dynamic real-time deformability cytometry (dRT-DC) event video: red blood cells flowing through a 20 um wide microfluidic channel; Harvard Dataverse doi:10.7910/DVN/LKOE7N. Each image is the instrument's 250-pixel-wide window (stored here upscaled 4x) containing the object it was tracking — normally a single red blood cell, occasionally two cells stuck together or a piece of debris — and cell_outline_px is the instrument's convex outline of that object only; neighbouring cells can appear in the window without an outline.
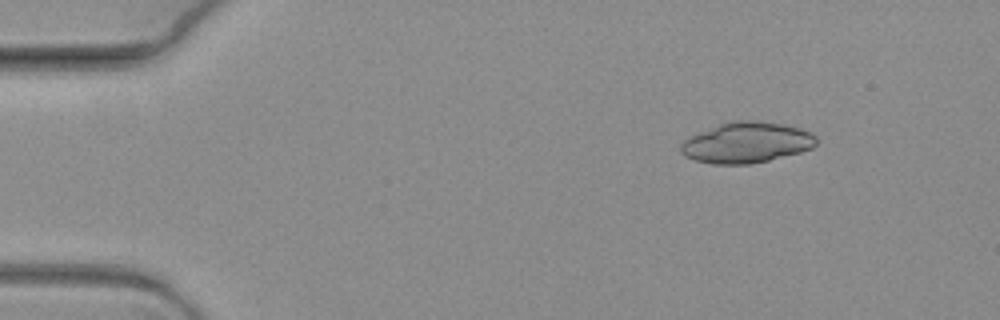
{"species": "common noctule bat (a hibernating species)", "species_latin": "Nyctalus noctula", "temperature_condition": "warm", "stored_images_in_passage": 16, "camera_frame_rate_fps": 3000, "um_per_image_px": 0.085, "animal": {"sex": "female", "body_mass_g": 19.3, "forearm_length_mm": 54.1}, "frame": {"image": 1, "passage_image": 1, "time_ms": 0.0, "image_size_px": [1000, 320], "cell_outline_px": [[816, 144], [812, 148], [800, 152], [768, 160], [748, 164], [712, 164], [696, 160], [684, 156], [680, 152], [680, 144], [688, 136], [720, 124], [732, 120], [756, 120], [784, 124], [800, 128], [812, 132], [816, 136]], "centroid_in_image_um": [63.44, 12.11], "position_along_channel_um": 21.6, "area_um2": 32.31}}
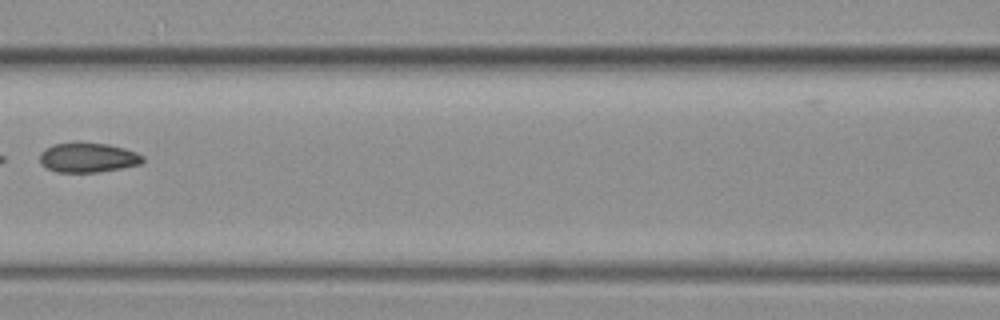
{"frame": {"image": 2, "passage_image": 7, "time_ms": 2.0, "image_size_px": [1000, 320], "cell_outline_px": [[144, 160], [140, 164], [120, 168], [96, 172], [56, 172], [40, 164], [40, 152], [44, 148], [52, 144], [72, 140], [76, 140], [108, 144], [124, 148], [136, 152], [144, 156]], "centroid_in_image_um": [7.42, 13.35], "position_along_channel_um": 159.2, "area_um2": 18.32}}